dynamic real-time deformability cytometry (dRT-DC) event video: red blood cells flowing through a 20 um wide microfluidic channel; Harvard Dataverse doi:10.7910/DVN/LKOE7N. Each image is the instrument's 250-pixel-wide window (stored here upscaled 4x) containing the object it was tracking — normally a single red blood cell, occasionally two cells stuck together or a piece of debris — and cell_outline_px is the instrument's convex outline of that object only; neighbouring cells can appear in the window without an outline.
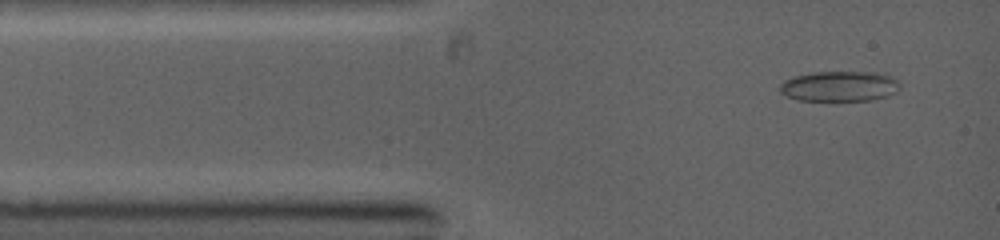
{"species": "common noctule bat (a hibernating species)", "species_latin": "Nyctalus noctula", "temperature_condition": "warm", "stored_images_in_passage": 15, "camera_frame_rate_fps": 5000, "um_per_image_px": 0.085, "animal": {"sex": "female", "body_mass_g": 19.0, "forearm_length_mm": 53.3}, "frame": {"image": 1, "passage_image": 4, "time_ms": 0.6, "image_size_px": [1000, 240], "cell_outline_px": [[900, 88], [896, 92], [888, 96], [872, 100], [796, 100], [780, 92], [780, 84], [784, 80], [792, 76], [812, 72], [884, 72], [900, 80]], "centroid_in_image_um": [71.41, 7.31], "position_along_channel_um": 13.6, "area_um2": 21.56}}
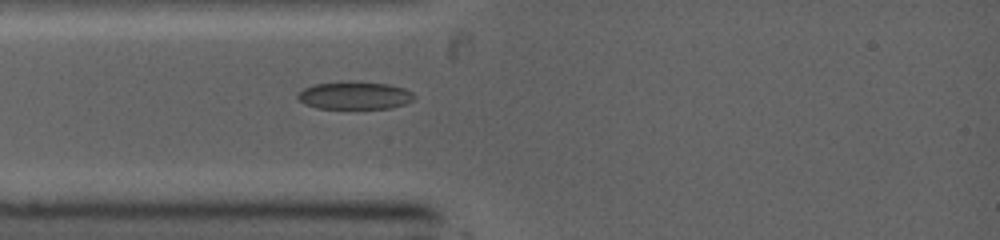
{"frame": {"image": 2, "passage_image": 13, "time_ms": 2.4, "image_size_px": [1000, 240], "cell_outline_px": [[416, 96], [412, 100], [404, 104], [392, 108], [316, 108], [304, 104], [296, 96], [304, 88], [312, 84], [348, 80], [356, 80], [388, 84], [404, 88], [412, 92]], "centroid_in_image_um": [30.14, 8.09], "position_along_channel_um": 54.9, "area_um2": 19.13}}